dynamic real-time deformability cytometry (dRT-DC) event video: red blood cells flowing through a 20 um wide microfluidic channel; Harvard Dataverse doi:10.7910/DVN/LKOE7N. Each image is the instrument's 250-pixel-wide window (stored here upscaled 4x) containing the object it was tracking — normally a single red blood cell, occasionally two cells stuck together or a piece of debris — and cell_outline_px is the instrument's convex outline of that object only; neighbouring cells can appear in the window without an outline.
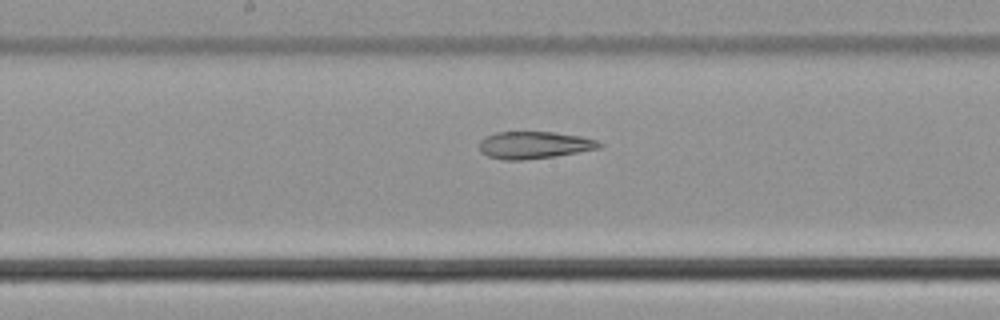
{"species": "common noctule bat (a hibernating species)", "species_latin": "Nyctalus noctula", "temperature_condition": "cold", "stored_images_in_passage": 32, "camera_frame_rate_fps": 3000, "um_per_image_px": 0.085, "animal": {"sex": "male", "body_mass_g": 21.5, "forearm_length_mm": 52.0}, "frame": {"image": 1, "passage_image": 23, "time_ms": 7.333, "image_size_px": [1000, 320], "cell_outline_px": [[604, 144], [600, 148], [556, 156], [524, 160], [504, 160], [488, 156], [480, 152], [480, 140], [484, 136], [496, 132], [556, 132], [580, 136], [596, 140]], "centroid_in_image_um": [45.39, 12.33], "position_along_channel_um": 202.8, "area_um2": 19.13}}